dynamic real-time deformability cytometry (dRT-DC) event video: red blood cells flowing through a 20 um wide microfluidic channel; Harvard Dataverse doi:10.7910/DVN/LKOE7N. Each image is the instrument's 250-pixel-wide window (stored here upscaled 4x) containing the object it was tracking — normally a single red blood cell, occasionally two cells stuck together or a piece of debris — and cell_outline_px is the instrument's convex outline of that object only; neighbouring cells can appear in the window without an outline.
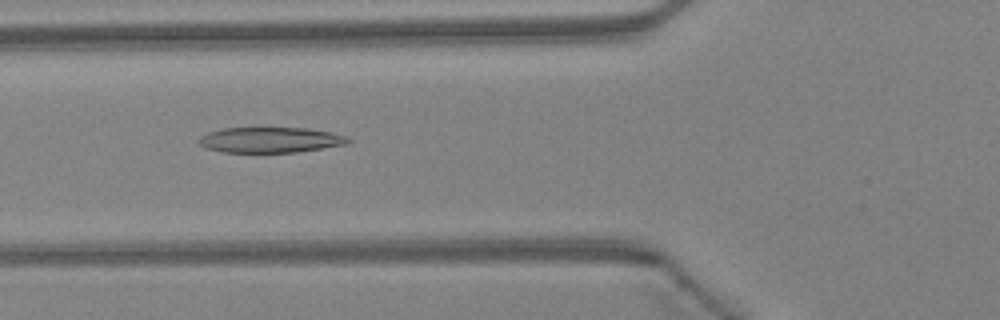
{"species": "Egyptian fruit bat (a non-hibernating species)", "species_latin": "Rousettus aegyptiacus", "temperature_condition": "warm", "stored_images_in_passage": 47, "camera_frame_rate_fps": 3000, "um_per_image_px": 0.085, "animal": {"sex": "female"}, "frame": {"image": 1, "passage_image": 18, "time_ms": 5.667, "image_size_px": [1000, 320], "cell_outline_px": [[352, 140], [348, 144], [296, 152], [224, 152], [208, 148], [200, 144], [200, 136], [208, 132], [220, 128], [304, 128], [328, 132], [348, 136]], "centroid_in_image_um": [23.0, 11.89], "position_along_channel_um": 102.8, "area_um2": 21.96}}
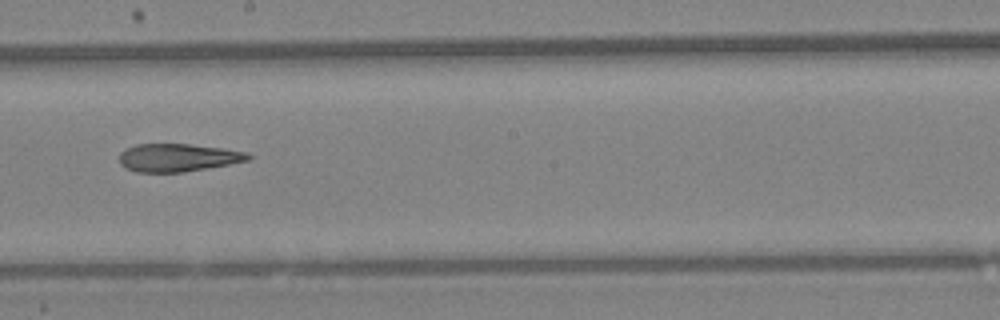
{"frame": {"image": 2, "passage_image": 27, "time_ms": 8.667, "image_size_px": [1000, 320], "cell_outline_px": [[252, 156], [248, 160], [228, 164], [184, 172], [136, 172], [124, 168], [120, 164], [120, 152], [124, 148], [136, 144], [188, 144], [220, 148], [248, 152]], "centroid_in_image_um": [15.06, 13.4], "position_along_channel_um": 233.1, "area_um2": 20.92}}
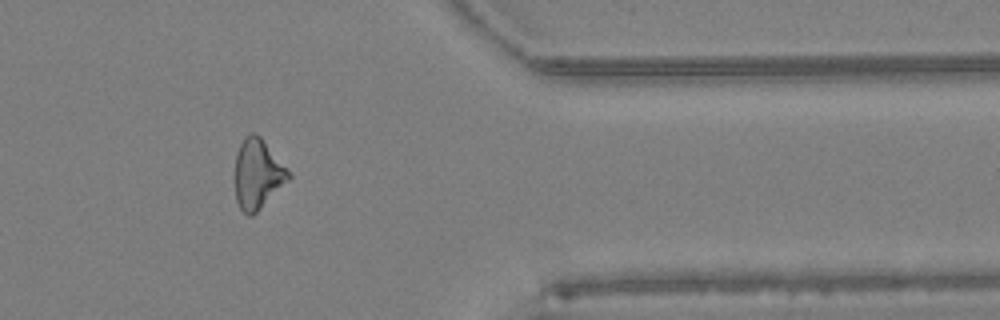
{"frame": {"image": 3, "passage_image": 39, "time_ms": 12.667, "image_size_px": [1000, 320], "cell_outline_px": [[292, 176], [252, 216], [248, 216], [240, 208], [236, 200], [236, 152], [240, 144], [248, 132], [252, 132], [260, 136], [292, 172]], "centroid_in_image_um": [21.91, 14.76], "position_along_channel_um": 389.5, "area_um2": 21.62}, "authors_computed_cell_mechanics": {"area_um2": 22.3108, "velocity_mm_per_s": 4.3611, "shape_relaxation_time_tau1_ms": null, "shape_relaxation_time_tau2_ms": 6.4851, "deformation_change_tau1": null, "deformation_change_tau2": 0.2034}}